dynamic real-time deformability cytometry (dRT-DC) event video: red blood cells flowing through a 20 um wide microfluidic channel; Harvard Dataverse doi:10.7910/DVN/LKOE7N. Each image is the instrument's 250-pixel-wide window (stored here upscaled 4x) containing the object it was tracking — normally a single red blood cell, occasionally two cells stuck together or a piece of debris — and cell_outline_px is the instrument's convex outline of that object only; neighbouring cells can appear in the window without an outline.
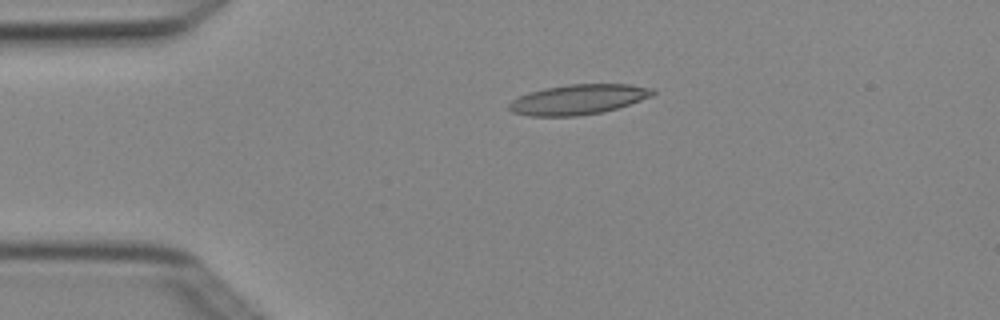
{"species": "Egyptian fruit bat (a non-hibernating species)", "species_latin": "Rousettus aegyptiacus", "temperature_condition": "cold", "stored_images_in_passage": 4, "camera_frame_rate_fps": 3000, "um_per_image_px": 0.085, "animal": {"sex": "female"}, "frame": {"image": 1, "passage_image": 3, "time_ms": 0.667, "image_size_px": [1000, 320], "cell_outline_px": [[656, 92], [652, 96], [604, 112], [580, 116], [528, 116], [512, 112], [508, 108], [508, 104], [512, 100], [528, 92], [544, 88], [568, 84], [628, 84], [652, 88]], "centroid_in_image_um": [49.12, 8.46], "position_along_channel_um": 35.9, "area_um2": 25.2}}